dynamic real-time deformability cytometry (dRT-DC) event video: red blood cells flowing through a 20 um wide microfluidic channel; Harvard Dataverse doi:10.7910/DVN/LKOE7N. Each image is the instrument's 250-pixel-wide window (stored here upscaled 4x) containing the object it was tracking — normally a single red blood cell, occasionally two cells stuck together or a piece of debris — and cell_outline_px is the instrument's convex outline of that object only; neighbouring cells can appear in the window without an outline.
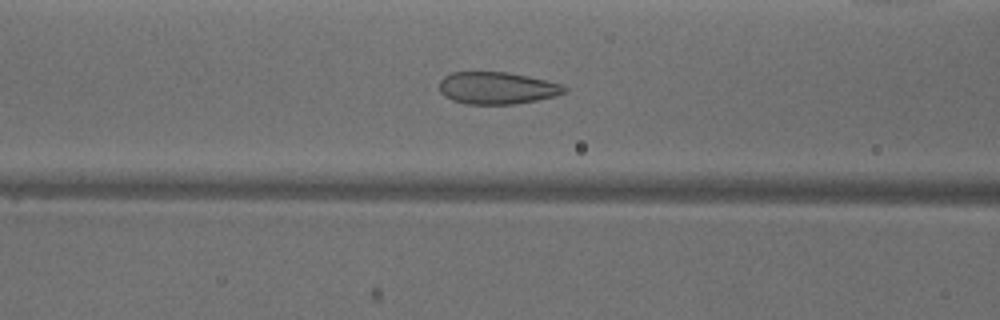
{"species": "common noctule bat (a hibernating species)", "species_latin": "Nyctalus noctula", "temperature_condition": "warm", "stored_images_in_passage": 50, "camera_frame_rate_fps": 3000, "um_per_image_px": 0.085, "animal": {"sex": "male", "body_mass_g": 18.8}, "frame": {"image": 1, "passage_image": 19, "time_ms": 6.0, "image_size_px": [1000, 320], "cell_outline_px": [[568, 88], [564, 92], [556, 96], [516, 104], [464, 104], [452, 100], [444, 96], [440, 92], [440, 80], [444, 76], [452, 72], [508, 72], [528, 76], [564, 84]], "centroid_in_image_um": [42.25, 7.48], "position_along_channel_um": 124.3, "area_um2": 23.58}}
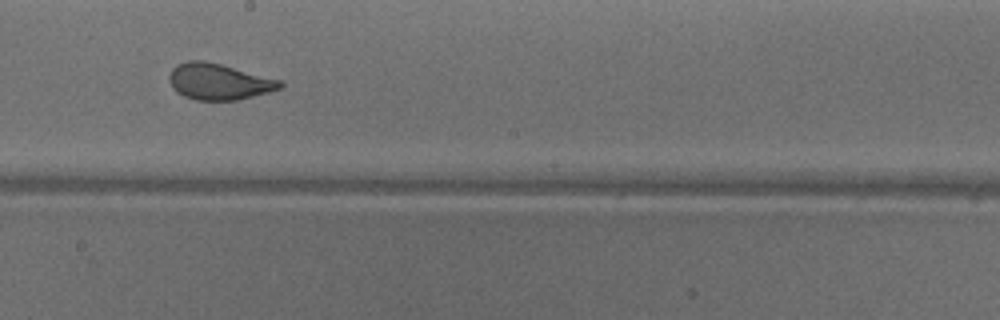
{"frame": {"image": 2, "passage_image": 27, "time_ms": 8.667, "image_size_px": [1000, 320], "cell_outline_px": [[284, 88], [236, 100], [196, 100], [184, 96], [176, 92], [172, 88], [168, 80], [168, 76], [172, 68], [188, 60], [204, 60], [220, 64], [280, 80], [284, 84]], "centroid_in_image_um": [18.57, 6.94], "position_along_channel_um": 229.6, "area_um2": 23.29}}
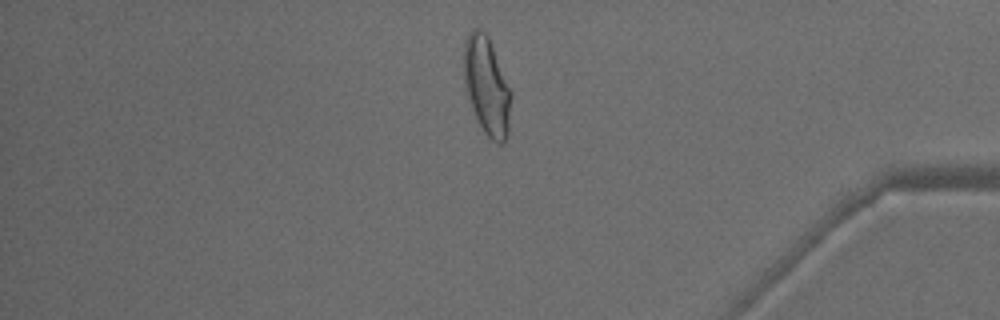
{"frame": {"image": 3, "passage_image": 42, "time_ms": 13.667, "image_size_px": [1000, 320], "cell_outline_px": [[512, 92], [508, 136], [504, 144], [496, 144], [484, 132], [476, 120], [472, 108], [464, 80], [464, 40], [468, 32], [472, 28], [480, 28], [488, 36]], "centroid_in_image_um": [41.39, 7.33], "position_along_channel_um": 393.8, "area_um2": 27.17}, "authors_computed_cell_mechanics": {"area_um2": 25.2008, "velocity_mm_per_s": 3.9426, "shape_relaxation_time_tau1_ms": 8.0552, "shape_relaxation_time_tau2_ms": 0.6573, "deformation_change_tau1": 0.2165, "deformation_change_tau2": 0.0751}}